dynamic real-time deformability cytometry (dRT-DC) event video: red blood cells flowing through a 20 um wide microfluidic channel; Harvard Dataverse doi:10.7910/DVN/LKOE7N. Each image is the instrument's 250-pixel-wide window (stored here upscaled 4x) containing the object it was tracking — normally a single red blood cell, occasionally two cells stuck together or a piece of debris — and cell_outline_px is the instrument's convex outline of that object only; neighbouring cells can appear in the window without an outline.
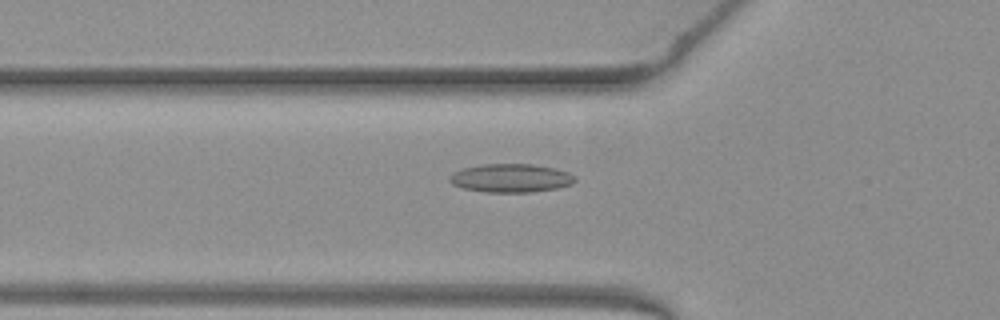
{"species": "common noctule bat (a hibernating species)", "species_latin": "Nyctalus noctula", "temperature_condition": "warm", "stored_images_in_passage": 33, "camera_frame_rate_fps": 3000, "um_per_image_px": 0.085, "animal": {"sex": "female", "body_mass_g": 19.3, "forearm_length_mm": 54.1}, "frame": {"image": 1, "passage_image": 5, "time_ms": 1.333, "image_size_px": [1000, 320], "cell_outline_px": [[576, 180], [572, 184], [560, 188], [532, 192], [484, 192], [464, 188], [452, 184], [448, 180], [448, 176], [452, 172], [464, 168], [484, 164], [532, 164], [552, 168], [568, 172]], "centroid_in_image_um": [43.39, 15.14], "position_along_channel_um": 82.4, "area_um2": 20.81}}
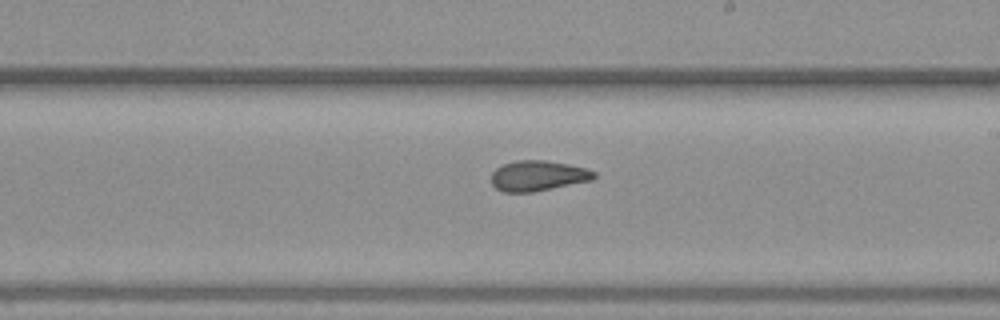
{"frame": {"image": 2, "passage_image": 17, "time_ms": 5.333, "image_size_px": [1000, 320], "cell_outline_px": [[596, 176], [592, 180], [532, 192], [504, 192], [496, 188], [492, 184], [492, 172], [496, 168], [504, 164], [516, 160], [544, 160], [568, 164], [584, 168], [596, 172]], "centroid_in_image_um": [45.71, 14.94], "position_along_channel_um": 243.3, "area_um2": 18.03}}
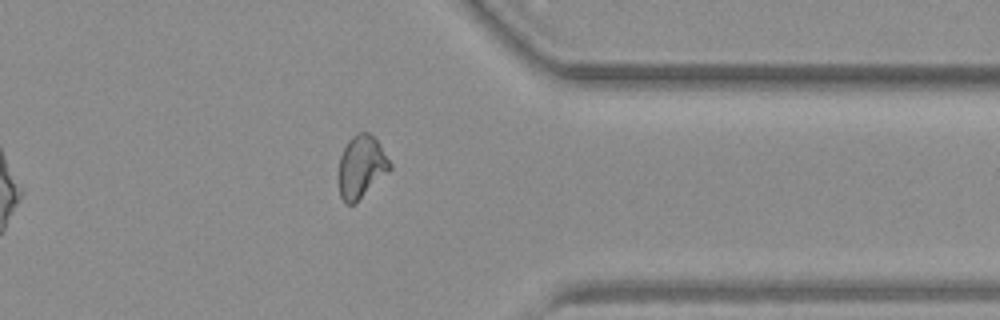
{"frame": {"image": 3, "passage_image": 28, "time_ms": 9.0, "image_size_px": [1000, 320], "cell_outline_px": [[392, 168], [356, 204], [344, 204], [340, 196], [336, 180], [336, 176], [340, 156], [348, 140], [356, 132], [368, 132], [376, 140], [392, 164]], "centroid_in_image_um": [30.66, 14.22], "position_along_channel_um": 380.7, "area_um2": 19.19}, "authors_computed_cell_mechanics": {"area_um2": 18.8428, "velocity_mm_per_s": 4.0084, "shape_relaxation_time_tau1_ms": null, "shape_relaxation_time_tau2_ms": 2.0817, "deformation_change_tau1": null, "deformation_change_tau2": 0.0905}}